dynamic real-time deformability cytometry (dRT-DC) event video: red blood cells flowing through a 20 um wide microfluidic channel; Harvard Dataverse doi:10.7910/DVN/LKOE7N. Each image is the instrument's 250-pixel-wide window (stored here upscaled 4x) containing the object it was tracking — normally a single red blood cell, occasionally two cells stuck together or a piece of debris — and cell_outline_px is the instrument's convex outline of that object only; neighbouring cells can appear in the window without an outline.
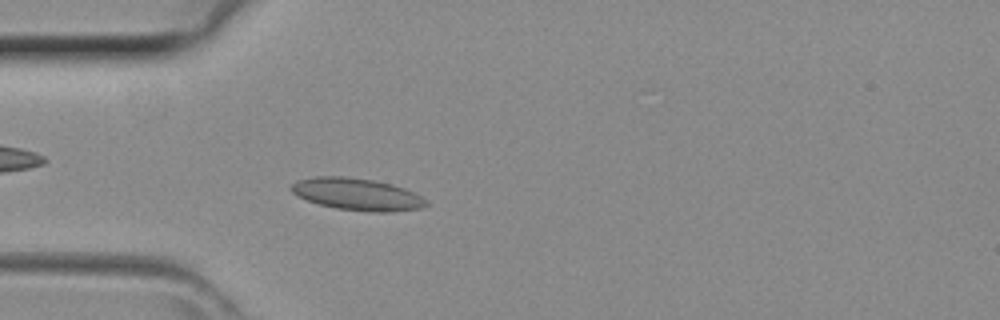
{"species": "common noctule bat (a hibernating species)", "species_latin": "Nyctalus noctula", "temperature_condition": "room temperature", "stored_images_in_passage": 23, "camera_frame_rate_fps": 3000, "um_per_image_px": 0.085, "animal": {"sex": "female", "body_mass_g": 29.2, "forearm_length_mm": 56.3}, "frame": {"image": 1, "passage_image": 1, "time_ms": 0.0, "image_size_px": [1000, 320], "cell_outline_px": [[428, 204], [420, 208], [392, 212], [368, 212], [336, 208], [320, 204], [296, 196], [288, 188], [296, 180], [316, 176], [348, 176], [372, 180], [392, 184], [404, 188], [428, 200]], "centroid_in_image_um": [30.32, 16.51], "position_along_channel_um": 54.7, "area_um2": 25.32}}
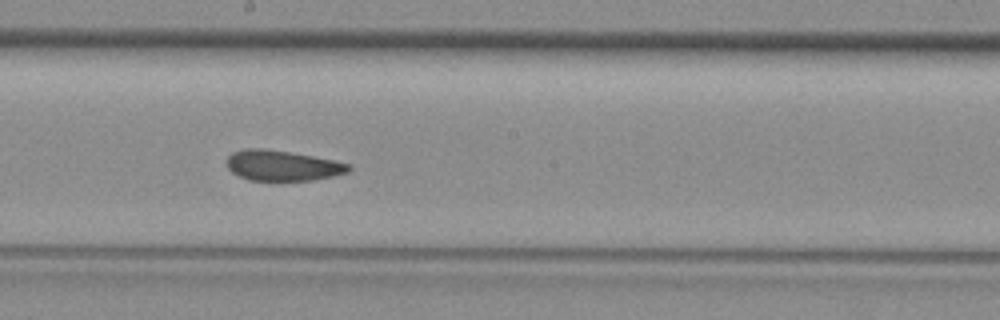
{"frame": {"image": 2, "passage_image": 12, "time_ms": 3.667, "image_size_px": [1000, 320], "cell_outline_px": [[352, 168], [348, 172], [332, 176], [312, 180], [248, 180], [232, 172], [228, 168], [228, 156], [232, 152], [244, 148], [264, 148], [336, 160], [352, 164]], "centroid_in_image_um": [24.03, 14.06], "position_along_channel_um": 224.2, "area_um2": 21.56}}
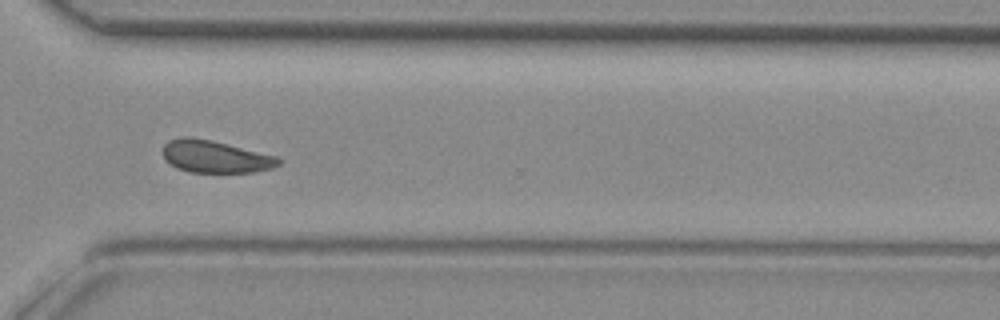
{"frame": {"image": 3, "passage_image": 20, "time_ms": 6.333, "image_size_px": [1000, 320], "cell_outline_px": [[280, 164], [272, 168], [252, 172], [188, 172], [176, 168], [164, 160], [164, 144], [168, 140], [184, 136], [192, 136], [212, 140], [276, 156], [280, 160]], "centroid_in_image_um": [18.25, 13.3], "position_along_channel_um": 352.3, "area_um2": 21.79}}